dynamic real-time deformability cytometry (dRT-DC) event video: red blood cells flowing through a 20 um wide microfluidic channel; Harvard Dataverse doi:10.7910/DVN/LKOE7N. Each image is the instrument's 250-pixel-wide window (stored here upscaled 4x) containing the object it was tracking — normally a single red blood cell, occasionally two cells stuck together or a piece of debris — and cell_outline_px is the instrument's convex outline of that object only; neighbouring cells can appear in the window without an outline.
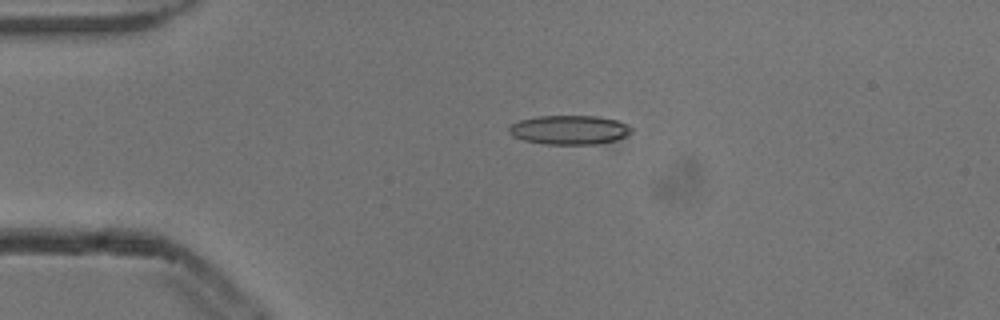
{"species": "common noctule bat (a hibernating species)", "species_latin": "Nyctalus noctula", "temperature_condition": "cold", "stored_images_in_passage": 2, "camera_frame_rate_fps": 3000, "um_per_image_px": 0.085, "animal": {"sex": "male", "body_mass_g": 13.3}, "frame": {"image": 1, "passage_image": 1, "time_ms": 0.0, "image_size_px": [1000, 320], "cell_outline_px": [[632, 132], [628, 136], [620, 140], [600, 144], [544, 144], [524, 140], [512, 136], [508, 132], [508, 128], [512, 124], [520, 120], [536, 116], [596, 116], [616, 120], [628, 124], [632, 128]], "centroid_in_image_um": [48.44, 11.05], "position_along_channel_um": 36.6, "area_um2": 21.1}}